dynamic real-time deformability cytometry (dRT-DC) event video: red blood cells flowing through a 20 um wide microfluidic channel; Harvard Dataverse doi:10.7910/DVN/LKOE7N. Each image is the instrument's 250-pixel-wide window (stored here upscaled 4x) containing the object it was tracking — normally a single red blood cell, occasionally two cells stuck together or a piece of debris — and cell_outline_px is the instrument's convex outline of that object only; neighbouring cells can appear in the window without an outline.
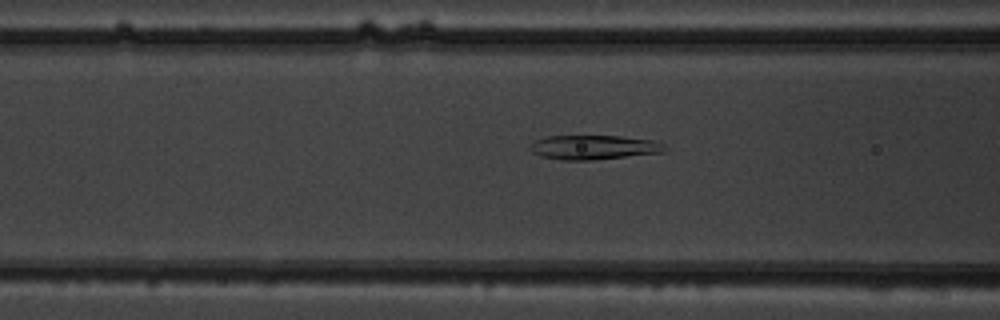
{"species": "common noctule bat (a hibernating species)", "species_latin": "Nyctalus noctula", "temperature_condition": "warm", "stored_images_in_passage": 38, "camera_frame_rate_fps": 3000, "um_per_image_px": 0.085, "animal": {"sex": "male", "body_mass_g": 19.5, "forearm_length_mm": 54.6}, "frame": {"image": 1, "passage_image": 7, "time_ms": 2.0, "image_size_px": [1000, 320], "cell_outline_px": [[668, 148], [664, 152], [592, 160], [560, 160], [540, 156], [532, 152], [528, 148], [528, 144], [536, 140], [548, 136], [620, 136], [652, 140], [664, 144]], "centroid_in_image_um": [50.44, 12.52], "position_along_channel_um": 116.2, "area_um2": 19.19}}
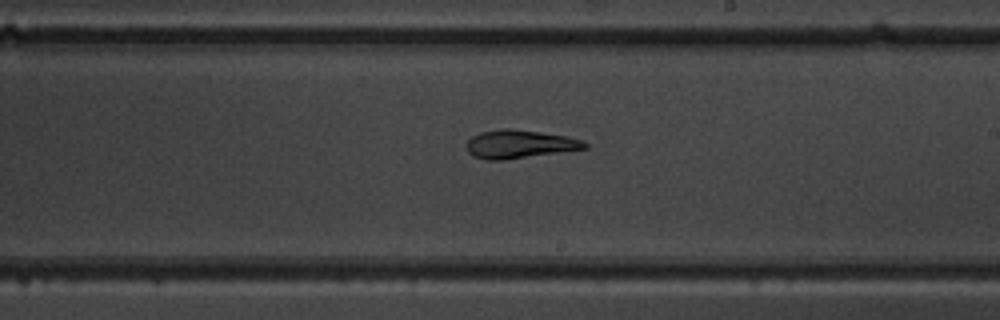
{"frame": {"image": 2, "passage_image": 17, "time_ms": 5.333, "image_size_px": [1000, 320], "cell_outline_px": [[588, 148], [504, 160], [488, 160], [472, 156], [468, 152], [464, 144], [472, 136], [480, 132], [504, 128], [512, 128], [540, 132], [564, 136], [580, 140], [588, 144]], "centroid_in_image_um": [44.09, 12.25], "position_along_channel_um": 244.9, "area_um2": 19.48}}
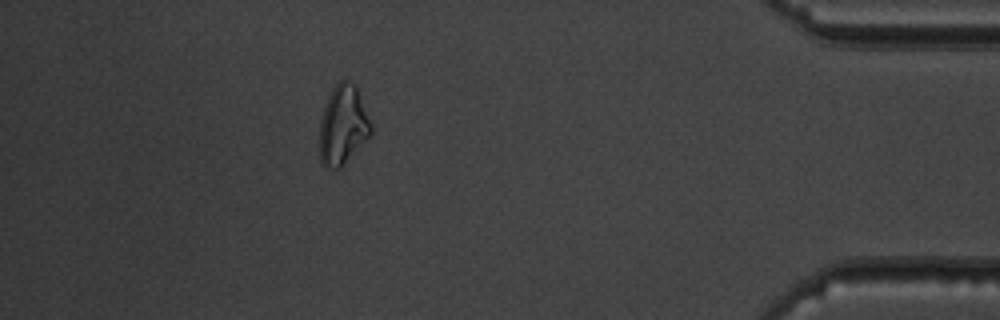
{"frame": {"image": 3, "passage_image": 33, "time_ms": 10.667, "image_size_px": [1000, 320], "cell_outline_px": [[372, 132], [340, 168], [324, 168], [320, 160], [320, 120], [328, 96], [332, 88], [340, 80], [344, 80], [356, 84], [372, 124]], "centroid_in_image_um": [29.15, 10.61], "position_along_channel_um": 406.1, "area_um2": 23.64}, "authors_computed_cell_mechanics": {"area_um2": 19.6231, "velocity_mm_per_s": 3.8729, "shape_relaxation_time_tau1_ms": 10.4562, "shape_relaxation_time_tau2_ms": 5.9041, "deformation_change_tau1": 0.2607, "deformation_change_tau2": 0.1092}}